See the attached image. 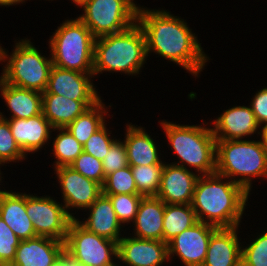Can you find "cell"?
<instances>
[{
    "label": "cell",
    "mask_w": 267,
    "mask_h": 266,
    "mask_svg": "<svg viewBox=\"0 0 267 266\" xmlns=\"http://www.w3.org/2000/svg\"><path fill=\"white\" fill-rule=\"evenodd\" d=\"M184 18L162 5L158 9L141 4L138 6L137 23L145 34L148 59L152 55L163 58L167 64L169 62L183 68L196 80L201 78V72L212 59L202 47L198 33Z\"/></svg>",
    "instance_id": "obj_1"
},
{
    "label": "cell",
    "mask_w": 267,
    "mask_h": 266,
    "mask_svg": "<svg viewBox=\"0 0 267 266\" xmlns=\"http://www.w3.org/2000/svg\"><path fill=\"white\" fill-rule=\"evenodd\" d=\"M250 196L242 186L227 177L217 173L200 175L191 205L198 221L218 228H234L247 222L243 218L247 215L246 209L248 212L252 207L249 206Z\"/></svg>",
    "instance_id": "obj_2"
},
{
    "label": "cell",
    "mask_w": 267,
    "mask_h": 266,
    "mask_svg": "<svg viewBox=\"0 0 267 266\" xmlns=\"http://www.w3.org/2000/svg\"><path fill=\"white\" fill-rule=\"evenodd\" d=\"M202 118L200 124H185V121L181 124L168 118L160 119L158 123L163 130L164 146L172 150L170 158L175 157L174 160L171 158L173 162L170 159L165 161L193 170L199 175H211L216 172V139L208 119L206 121Z\"/></svg>",
    "instance_id": "obj_3"
},
{
    "label": "cell",
    "mask_w": 267,
    "mask_h": 266,
    "mask_svg": "<svg viewBox=\"0 0 267 266\" xmlns=\"http://www.w3.org/2000/svg\"><path fill=\"white\" fill-rule=\"evenodd\" d=\"M146 38L141 26L136 22L125 31L95 38L93 75L100 74L139 77L148 64ZM135 76V77H134Z\"/></svg>",
    "instance_id": "obj_4"
},
{
    "label": "cell",
    "mask_w": 267,
    "mask_h": 266,
    "mask_svg": "<svg viewBox=\"0 0 267 266\" xmlns=\"http://www.w3.org/2000/svg\"><path fill=\"white\" fill-rule=\"evenodd\" d=\"M215 173L239 184L252 196L255 182L267 181V154L259 137L216 140Z\"/></svg>",
    "instance_id": "obj_5"
},
{
    "label": "cell",
    "mask_w": 267,
    "mask_h": 266,
    "mask_svg": "<svg viewBox=\"0 0 267 266\" xmlns=\"http://www.w3.org/2000/svg\"><path fill=\"white\" fill-rule=\"evenodd\" d=\"M31 40L28 36L14 37L11 52L2 46L0 79L16 87L43 93L53 66L52 57L50 49L47 50L49 54H43L44 50L41 51Z\"/></svg>",
    "instance_id": "obj_6"
},
{
    "label": "cell",
    "mask_w": 267,
    "mask_h": 266,
    "mask_svg": "<svg viewBox=\"0 0 267 266\" xmlns=\"http://www.w3.org/2000/svg\"><path fill=\"white\" fill-rule=\"evenodd\" d=\"M51 33L46 45L54 66L93 73L95 37L77 16L66 17Z\"/></svg>",
    "instance_id": "obj_7"
},
{
    "label": "cell",
    "mask_w": 267,
    "mask_h": 266,
    "mask_svg": "<svg viewBox=\"0 0 267 266\" xmlns=\"http://www.w3.org/2000/svg\"><path fill=\"white\" fill-rule=\"evenodd\" d=\"M136 0H83L75 8L77 17L95 38L125 31L137 22Z\"/></svg>",
    "instance_id": "obj_8"
},
{
    "label": "cell",
    "mask_w": 267,
    "mask_h": 266,
    "mask_svg": "<svg viewBox=\"0 0 267 266\" xmlns=\"http://www.w3.org/2000/svg\"><path fill=\"white\" fill-rule=\"evenodd\" d=\"M70 259L85 266H116L118 242L88 231L76 219L69 225L64 242Z\"/></svg>",
    "instance_id": "obj_9"
},
{
    "label": "cell",
    "mask_w": 267,
    "mask_h": 266,
    "mask_svg": "<svg viewBox=\"0 0 267 266\" xmlns=\"http://www.w3.org/2000/svg\"><path fill=\"white\" fill-rule=\"evenodd\" d=\"M25 191V209L32 220L37 236L65 242L69 225L73 218L66 211L57 196ZM57 198V199H56Z\"/></svg>",
    "instance_id": "obj_10"
},
{
    "label": "cell",
    "mask_w": 267,
    "mask_h": 266,
    "mask_svg": "<svg viewBox=\"0 0 267 266\" xmlns=\"http://www.w3.org/2000/svg\"><path fill=\"white\" fill-rule=\"evenodd\" d=\"M51 171L54 172H51V176L54 174L56 180L52 181V185L55 184L56 192L60 191L59 200L73 219H76L81 212L84 213L102 194V186L99 183L86 178L70 166L54 168Z\"/></svg>",
    "instance_id": "obj_11"
},
{
    "label": "cell",
    "mask_w": 267,
    "mask_h": 266,
    "mask_svg": "<svg viewBox=\"0 0 267 266\" xmlns=\"http://www.w3.org/2000/svg\"><path fill=\"white\" fill-rule=\"evenodd\" d=\"M218 227L198 221L196 224L175 236L168 244L169 261L174 265L202 266L211 235Z\"/></svg>",
    "instance_id": "obj_12"
},
{
    "label": "cell",
    "mask_w": 267,
    "mask_h": 266,
    "mask_svg": "<svg viewBox=\"0 0 267 266\" xmlns=\"http://www.w3.org/2000/svg\"><path fill=\"white\" fill-rule=\"evenodd\" d=\"M213 119V120H212ZM208 117L216 140H238L259 137V126L252 109L247 104H234L214 116Z\"/></svg>",
    "instance_id": "obj_13"
},
{
    "label": "cell",
    "mask_w": 267,
    "mask_h": 266,
    "mask_svg": "<svg viewBox=\"0 0 267 266\" xmlns=\"http://www.w3.org/2000/svg\"><path fill=\"white\" fill-rule=\"evenodd\" d=\"M129 121L130 120H128L127 123L125 122V124H123L124 134H119L123 137L122 138L120 136L127 150L129 165L138 166L164 164L166 157L169 156L164 153L163 143H158V133L156 132L154 136V133H152L151 130H147V127H144L143 125H141V123L139 124V126L136 123L133 124ZM156 134L158 136H156Z\"/></svg>",
    "instance_id": "obj_14"
},
{
    "label": "cell",
    "mask_w": 267,
    "mask_h": 266,
    "mask_svg": "<svg viewBox=\"0 0 267 266\" xmlns=\"http://www.w3.org/2000/svg\"><path fill=\"white\" fill-rule=\"evenodd\" d=\"M169 263L168 244L164 241L141 239L128 232L118 241L120 266H168Z\"/></svg>",
    "instance_id": "obj_15"
},
{
    "label": "cell",
    "mask_w": 267,
    "mask_h": 266,
    "mask_svg": "<svg viewBox=\"0 0 267 266\" xmlns=\"http://www.w3.org/2000/svg\"><path fill=\"white\" fill-rule=\"evenodd\" d=\"M94 80L93 73L65 70L53 65L43 93L63 95L78 101H100L103 94H99L101 90Z\"/></svg>",
    "instance_id": "obj_16"
},
{
    "label": "cell",
    "mask_w": 267,
    "mask_h": 266,
    "mask_svg": "<svg viewBox=\"0 0 267 266\" xmlns=\"http://www.w3.org/2000/svg\"><path fill=\"white\" fill-rule=\"evenodd\" d=\"M7 120L15 142L27 157L42 154L41 151L43 149L45 151L44 155L49 153L46 149L50 147V139L54 127L44 117L43 112L28 119Z\"/></svg>",
    "instance_id": "obj_17"
},
{
    "label": "cell",
    "mask_w": 267,
    "mask_h": 266,
    "mask_svg": "<svg viewBox=\"0 0 267 266\" xmlns=\"http://www.w3.org/2000/svg\"><path fill=\"white\" fill-rule=\"evenodd\" d=\"M199 176L193 170L165 161L157 197L165 204H191Z\"/></svg>",
    "instance_id": "obj_18"
},
{
    "label": "cell",
    "mask_w": 267,
    "mask_h": 266,
    "mask_svg": "<svg viewBox=\"0 0 267 266\" xmlns=\"http://www.w3.org/2000/svg\"><path fill=\"white\" fill-rule=\"evenodd\" d=\"M84 212L76 220L88 231L116 242L125 235L127 230L117 219L107 195L102 193Z\"/></svg>",
    "instance_id": "obj_19"
},
{
    "label": "cell",
    "mask_w": 267,
    "mask_h": 266,
    "mask_svg": "<svg viewBox=\"0 0 267 266\" xmlns=\"http://www.w3.org/2000/svg\"><path fill=\"white\" fill-rule=\"evenodd\" d=\"M242 228H218L210 237L202 266H241Z\"/></svg>",
    "instance_id": "obj_20"
},
{
    "label": "cell",
    "mask_w": 267,
    "mask_h": 266,
    "mask_svg": "<svg viewBox=\"0 0 267 266\" xmlns=\"http://www.w3.org/2000/svg\"><path fill=\"white\" fill-rule=\"evenodd\" d=\"M0 97L5 104L3 109L8 113L1 109V118L28 119L42 113V93L39 91L16 87L0 79Z\"/></svg>",
    "instance_id": "obj_21"
},
{
    "label": "cell",
    "mask_w": 267,
    "mask_h": 266,
    "mask_svg": "<svg viewBox=\"0 0 267 266\" xmlns=\"http://www.w3.org/2000/svg\"><path fill=\"white\" fill-rule=\"evenodd\" d=\"M164 212L165 203L160 198L142 197L135 220L126 232L141 239L163 241Z\"/></svg>",
    "instance_id": "obj_22"
},
{
    "label": "cell",
    "mask_w": 267,
    "mask_h": 266,
    "mask_svg": "<svg viewBox=\"0 0 267 266\" xmlns=\"http://www.w3.org/2000/svg\"><path fill=\"white\" fill-rule=\"evenodd\" d=\"M64 251V242L37 236L19 242L10 266H50Z\"/></svg>",
    "instance_id": "obj_23"
},
{
    "label": "cell",
    "mask_w": 267,
    "mask_h": 266,
    "mask_svg": "<svg viewBox=\"0 0 267 266\" xmlns=\"http://www.w3.org/2000/svg\"><path fill=\"white\" fill-rule=\"evenodd\" d=\"M11 189L0 197V217L21 241L37 237L32 220L26 213L25 190Z\"/></svg>",
    "instance_id": "obj_24"
},
{
    "label": "cell",
    "mask_w": 267,
    "mask_h": 266,
    "mask_svg": "<svg viewBox=\"0 0 267 266\" xmlns=\"http://www.w3.org/2000/svg\"><path fill=\"white\" fill-rule=\"evenodd\" d=\"M99 101H78L63 95L42 93V112L54 128H66Z\"/></svg>",
    "instance_id": "obj_25"
},
{
    "label": "cell",
    "mask_w": 267,
    "mask_h": 266,
    "mask_svg": "<svg viewBox=\"0 0 267 266\" xmlns=\"http://www.w3.org/2000/svg\"><path fill=\"white\" fill-rule=\"evenodd\" d=\"M104 101L102 98L66 127L80 144L84 145L90 136L109 120L108 118L114 119L116 113L111 114L110 112L114 109L113 107L116 109V106L113 105V102L107 105V102Z\"/></svg>",
    "instance_id": "obj_26"
},
{
    "label": "cell",
    "mask_w": 267,
    "mask_h": 266,
    "mask_svg": "<svg viewBox=\"0 0 267 266\" xmlns=\"http://www.w3.org/2000/svg\"><path fill=\"white\" fill-rule=\"evenodd\" d=\"M54 132V133H53ZM50 139V152L47 156L53 157L51 168L70 166L83 152V145L66 128H54ZM52 154V155H51Z\"/></svg>",
    "instance_id": "obj_27"
},
{
    "label": "cell",
    "mask_w": 267,
    "mask_h": 266,
    "mask_svg": "<svg viewBox=\"0 0 267 266\" xmlns=\"http://www.w3.org/2000/svg\"><path fill=\"white\" fill-rule=\"evenodd\" d=\"M197 222L198 219L191 204H165L163 241L168 243Z\"/></svg>",
    "instance_id": "obj_28"
},
{
    "label": "cell",
    "mask_w": 267,
    "mask_h": 266,
    "mask_svg": "<svg viewBox=\"0 0 267 266\" xmlns=\"http://www.w3.org/2000/svg\"><path fill=\"white\" fill-rule=\"evenodd\" d=\"M264 224L261 232L260 227H257L255 234H250L249 231L243 233L247 238L242 240L241 266H267V223L264 221L261 226Z\"/></svg>",
    "instance_id": "obj_29"
},
{
    "label": "cell",
    "mask_w": 267,
    "mask_h": 266,
    "mask_svg": "<svg viewBox=\"0 0 267 266\" xmlns=\"http://www.w3.org/2000/svg\"><path fill=\"white\" fill-rule=\"evenodd\" d=\"M164 164L131 166L137 191L143 197L157 196Z\"/></svg>",
    "instance_id": "obj_30"
},
{
    "label": "cell",
    "mask_w": 267,
    "mask_h": 266,
    "mask_svg": "<svg viewBox=\"0 0 267 266\" xmlns=\"http://www.w3.org/2000/svg\"><path fill=\"white\" fill-rule=\"evenodd\" d=\"M28 158L15 142L8 120L0 117V163L6 167L14 163L16 166V163L28 162Z\"/></svg>",
    "instance_id": "obj_31"
},
{
    "label": "cell",
    "mask_w": 267,
    "mask_h": 266,
    "mask_svg": "<svg viewBox=\"0 0 267 266\" xmlns=\"http://www.w3.org/2000/svg\"><path fill=\"white\" fill-rule=\"evenodd\" d=\"M110 122L111 121L109 119L100 129H98L94 134H92L90 138L86 141V143L83 145L84 152L91 154L100 161L105 158L111 145L120 136L116 131L114 132V130L116 129L113 126L115 122L113 124H111ZM110 124L112 125L111 127ZM115 133H117V135H115Z\"/></svg>",
    "instance_id": "obj_32"
},
{
    "label": "cell",
    "mask_w": 267,
    "mask_h": 266,
    "mask_svg": "<svg viewBox=\"0 0 267 266\" xmlns=\"http://www.w3.org/2000/svg\"><path fill=\"white\" fill-rule=\"evenodd\" d=\"M109 197L117 219L127 230L134 222L139 203L142 199L140 194H105ZM129 225V226H128Z\"/></svg>",
    "instance_id": "obj_33"
},
{
    "label": "cell",
    "mask_w": 267,
    "mask_h": 266,
    "mask_svg": "<svg viewBox=\"0 0 267 266\" xmlns=\"http://www.w3.org/2000/svg\"><path fill=\"white\" fill-rule=\"evenodd\" d=\"M103 194H139L135 185L131 166L119 169L105 177Z\"/></svg>",
    "instance_id": "obj_34"
},
{
    "label": "cell",
    "mask_w": 267,
    "mask_h": 266,
    "mask_svg": "<svg viewBox=\"0 0 267 266\" xmlns=\"http://www.w3.org/2000/svg\"><path fill=\"white\" fill-rule=\"evenodd\" d=\"M75 171L79 172L86 178L93 180L103 186L105 181L102 161L91 154L82 152L70 165Z\"/></svg>",
    "instance_id": "obj_35"
},
{
    "label": "cell",
    "mask_w": 267,
    "mask_h": 266,
    "mask_svg": "<svg viewBox=\"0 0 267 266\" xmlns=\"http://www.w3.org/2000/svg\"><path fill=\"white\" fill-rule=\"evenodd\" d=\"M20 241L0 217V265L10 266L12 264Z\"/></svg>",
    "instance_id": "obj_36"
},
{
    "label": "cell",
    "mask_w": 267,
    "mask_h": 266,
    "mask_svg": "<svg viewBox=\"0 0 267 266\" xmlns=\"http://www.w3.org/2000/svg\"><path fill=\"white\" fill-rule=\"evenodd\" d=\"M102 165L105 177L129 165L127 150L120 137L111 145L108 153L102 160Z\"/></svg>",
    "instance_id": "obj_37"
},
{
    "label": "cell",
    "mask_w": 267,
    "mask_h": 266,
    "mask_svg": "<svg viewBox=\"0 0 267 266\" xmlns=\"http://www.w3.org/2000/svg\"><path fill=\"white\" fill-rule=\"evenodd\" d=\"M250 100V101H249ZM247 103L260 127L267 125V86L264 85L259 90L254 91Z\"/></svg>",
    "instance_id": "obj_38"
},
{
    "label": "cell",
    "mask_w": 267,
    "mask_h": 266,
    "mask_svg": "<svg viewBox=\"0 0 267 266\" xmlns=\"http://www.w3.org/2000/svg\"><path fill=\"white\" fill-rule=\"evenodd\" d=\"M50 266H71V259L64 251Z\"/></svg>",
    "instance_id": "obj_39"
},
{
    "label": "cell",
    "mask_w": 267,
    "mask_h": 266,
    "mask_svg": "<svg viewBox=\"0 0 267 266\" xmlns=\"http://www.w3.org/2000/svg\"><path fill=\"white\" fill-rule=\"evenodd\" d=\"M2 166H3V168H2ZM6 165H4L3 163H0V197H1V195L3 194V193H5L8 189H9V187H12V186H8L9 185V183L7 182V181H5V176H3V175H5L6 173H4V170H5V167ZM3 170V171H2ZM5 182V183H4ZM8 183V184H7ZM8 186H6V185Z\"/></svg>",
    "instance_id": "obj_40"
},
{
    "label": "cell",
    "mask_w": 267,
    "mask_h": 266,
    "mask_svg": "<svg viewBox=\"0 0 267 266\" xmlns=\"http://www.w3.org/2000/svg\"><path fill=\"white\" fill-rule=\"evenodd\" d=\"M28 0H0V8H9L10 6L13 8V6L16 7L23 6L24 3H27Z\"/></svg>",
    "instance_id": "obj_41"
},
{
    "label": "cell",
    "mask_w": 267,
    "mask_h": 266,
    "mask_svg": "<svg viewBox=\"0 0 267 266\" xmlns=\"http://www.w3.org/2000/svg\"><path fill=\"white\" fill-rule=\"evenodd\" d=\"M259 139L262 143L263 149L265 150L267 154V125L261 127L259 132Z\"/></svg>",
    "instance_id": "obj_42"
},
{
    "label": "cell",
    "mask_w": 267,
    "mask_h": 266,
    "mask_svg": "<svg viewBox=\"0 0 267 266\" xmlns=\"http://www.w3.org/2000/svg\"><path fill=\"white\" fill-rule=\"evenodd\" d=\"M71 4L75 6H78L83 0H69Z\"/></svg>",
    "instance_id": "obj_43"
},
{
    "label": "cell",
    "mask_w": 267,
    "mask_h": 266,
    "mask_svg": "<svg viewBox=\"0 0 267 266\" xmlns=\"http://www.w3.org/2000/svg\"><path fill=\"white\" fill-rule=\"evenodd\" d=\"M71 266H85V265L78 264L71 260Z\"/></svg>",
    "instance_id": "obj_44"
},
{
    "label": "cell",
    "mask_w": 267,
    "mask_h": 266,
    "mask_svg": "<svg viewBox=\"0 0 267 266\" xmlns=\"http://www.w3.org/2000/svg\"><path fill=\"white\" fill-rule=\"evenodd\" d=\"M29 2H30V0H28ZM32 1V0H31ZM39 1H41L42 2V0H39ZM43 1H49V3H51L52 1H54V0H43ZM51 1V2H50ZM55 1H57V0H55Z\"/></svg>",
    "instance_id": "obj_45"
},
{
    "label": "cell",
    "mask_w": 267,
    "mask_h": 266,
    "mask_svg": "<svg viewBox=\"0 0 267 266\" xmlns=\"http://www.w3.org/2000/svg\"><path fill=\"white\" fill-rule=\"evenodd\" d=\"M2 43L0 42V56H1V51H2Z\"/></svg>",
    "instance_id": "obj_46"
}]
</instances>
